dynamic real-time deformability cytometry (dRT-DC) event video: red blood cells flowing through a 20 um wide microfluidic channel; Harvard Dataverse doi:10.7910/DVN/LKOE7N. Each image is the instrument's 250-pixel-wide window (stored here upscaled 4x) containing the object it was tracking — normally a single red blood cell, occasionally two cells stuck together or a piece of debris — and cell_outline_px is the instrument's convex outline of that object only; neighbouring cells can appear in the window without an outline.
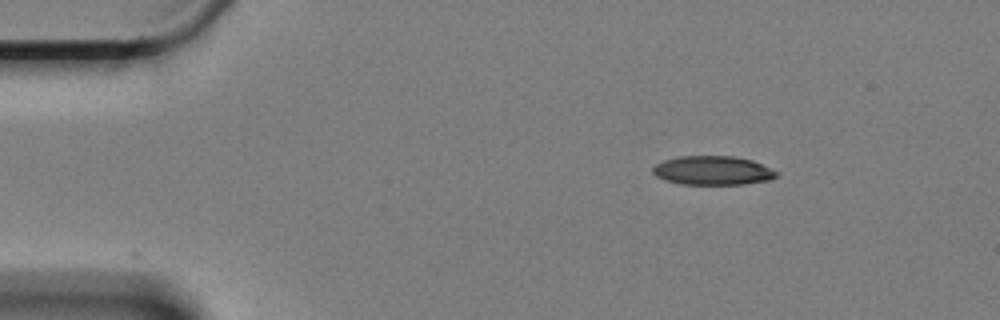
{"species": "Egyptian fruit bat (a non-hibernating species)", "species_latin": "Rousettus aegyptiacus", "temperature_condition": "cold", "stored_images_in_passage": 52, "camera_frame_rate_fps": 3000, "um_per_image_px": 0.085, "animal": {"sex": "female"}, "frame": {"image": 1, "passage_image": 1, "time_ms": 0.0, "image_size_px": [1000, 320], "cell_outline_px": [[780, 172], [776, 176], [768, 180], [744, 184], [680, 184], [656, 176], [652, 172], [652, 168], [656, 164], [664, 160], [680, 156], [732, 156], [752, 160]], "centroid_in_image_um": [60.59, 14.49], "position_along_channel_um": 24.4, "area_um2": 20.75}}
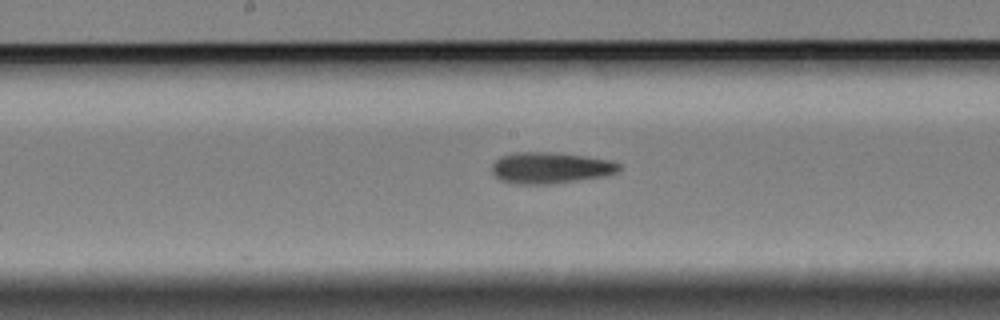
{"frame": {"image": 2, "passage_image": 23, "time_ms": 7.333, "image_size_px": [1000, 320], "cell_outline_px": [[620, 168], [616, 172], [604, 176], [548, 184], [516, 184], [500, 180], [492, 172], [492, 164], [500, 156], [516, 152], [548, 152], [584, 156], [612, 160], [620, 164]], "centroid_in_image_um": [46.76, 14.26], "position_along_channel_um": 201.4, "area_um2": 23.0}}
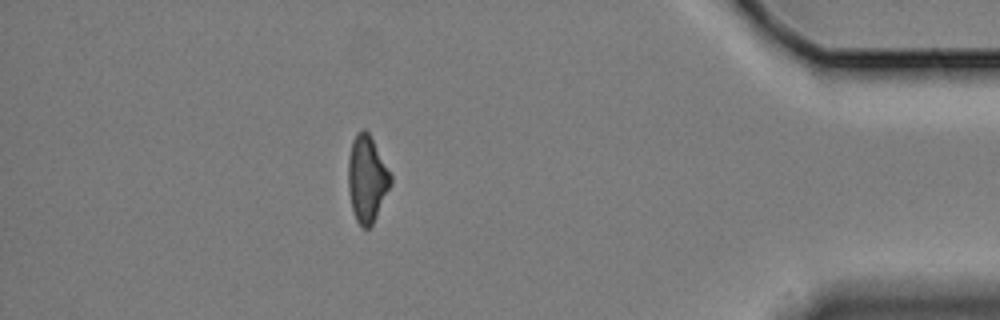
{"frame": {"image": 3, "passage_image": 45, "time_ms": 14.667, "image_size_px": [1000, 320], "cell_outline_px": [[392, 184], [372, 224], [368, 228], [364, 228], [356, 220], [352, 208], [348, 188], [348, 156], [352, 140], [356, 132], [364, 128], [368, 132], [392, 176]], "centroid_in_image_um": [31.18, 15.18], "position_along_channel_um": 404.0, "area_um2": 21.27}, "authors_computed_cell_mechanics": {"area_um2": 22.4264, "velocity_mm_per_s": 3.3403, "shape_relaxation_time_tau1_ms": 7.9826, "shape_relaxation_time_tau2_ms": 5.1929, "deformation_change_tau1": 0.1714, "deformation_change_tau2": 0.1491}}